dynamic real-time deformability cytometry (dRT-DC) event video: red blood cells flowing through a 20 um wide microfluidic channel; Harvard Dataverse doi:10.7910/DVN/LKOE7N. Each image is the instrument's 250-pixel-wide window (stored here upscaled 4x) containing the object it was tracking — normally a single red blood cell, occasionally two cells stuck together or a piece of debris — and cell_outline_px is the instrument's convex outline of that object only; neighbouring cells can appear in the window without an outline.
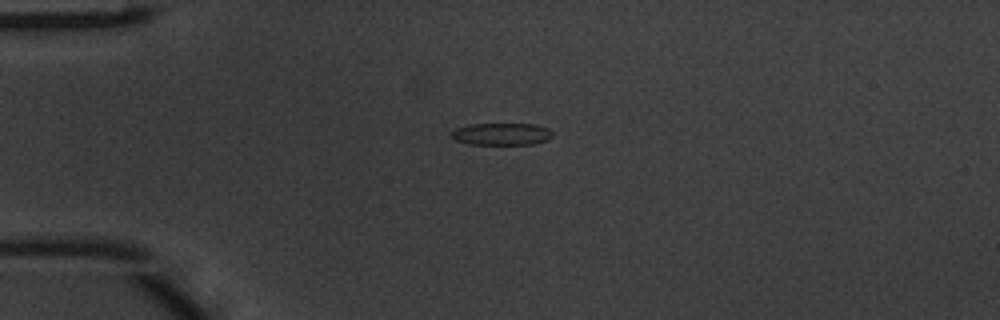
{"species": "common noctule bat (a hibernating species)", "species_latin": "Nyctalus noctula", "temperature_condition": "warm", "stored_images_in_passage": 2, "camera_frame_rate_fps": 3000, "um_per_image_px": 0.085, "animal": {"sex": "male", "body_mass_g": 20.1, "forearm_length_mm": 53.5}, "frame": {"image": 1, "passage_image": 1, "time_ms": 0.0, "image_size_px": [1000, 320], "cell_outline_px": [[552, 136], [548, 140], [532, 144], [468, 144], [456, 140], [452, 136], [452, 132], [456, 128], [468, 124], [536, 124], [548, 128], [552, 132]], "centroid_in_image_um": [42.66, 11.39], "position_along_channel_um": 42.3, "area_um2": 13.01}}